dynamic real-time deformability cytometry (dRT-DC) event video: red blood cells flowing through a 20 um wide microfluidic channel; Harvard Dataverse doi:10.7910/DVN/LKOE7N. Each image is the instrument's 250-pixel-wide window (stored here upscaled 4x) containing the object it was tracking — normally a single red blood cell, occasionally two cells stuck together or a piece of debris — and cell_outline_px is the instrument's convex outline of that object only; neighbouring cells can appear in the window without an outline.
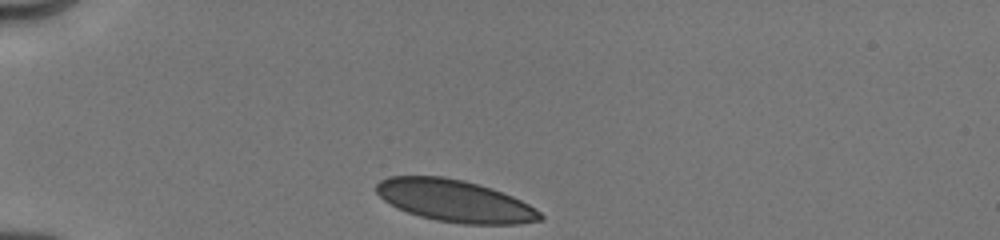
{"species": "human", "species_latin": "Homo sapiens", "temperature_condition": "cold", "stored_images_in_passage": 6, "camera_frame_rate_fps": 3000, "um_per_image_px": 0.085, "donor": {"sex": "male"}, "frame": {"image": 1, "passage_image": 1, "time_ms": 0.0, "image_size_px": [1000, 240], "cell_outline_px": [[544, 220], [520, 224], [464, 224], [436, 220], [420, 216], [396, 208], [384, 200], [376, 192], [376, 184], [380, 180], [388, 176], [444, 176], [464, 180], [492, 188], [512, 196], [528, 204], [540, 212], [544, 216]], "centroid_in_image_um": [38.66, 17.07], "position_along_channel_um": 46.3, "area_um2": 40.23}}
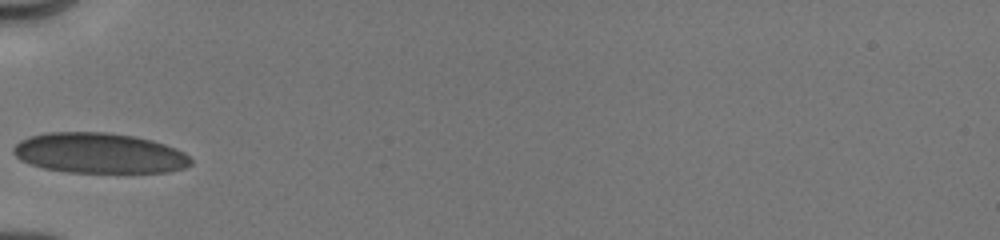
{"frame": {"image": 2, "passage_image": 3, "time_ms": 1.667, "image_size_px": [1000, 240], "cell_outline_px": [[192, 164], [184, 168], [168, 172], [68, 172], [44, 168], [20, 160], [12, 152], [12, 148], [20, 140], [28, 136], [48, 132], [104, 132], [132, 136], [152, 140], [176, 148], [184, 152], [192, 160]], "centroid_in_image_um": [8.42, 13.01], "position_along_channel_um": 76.6, "area_um2": 41.67}}
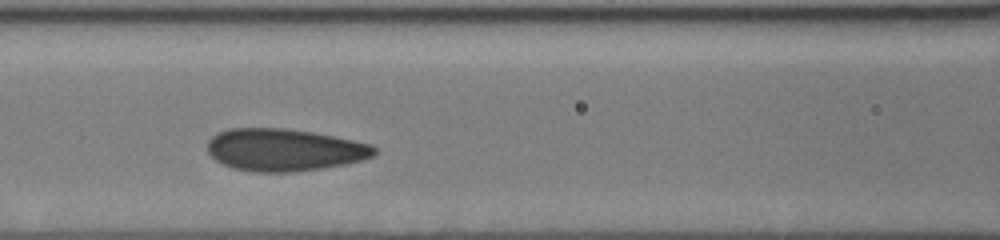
{"frame": {"image": 3, "passage_image": 5, "time_ms": 3.333, "image_size_px": [1000, 240], "cell_outline_px": [[376, 152], [372, 156], [360, 160], [344, 164], [320, 168], [292, 172], [252, 172], [232, 168], [216, 160], [208, 152], [208, 140], [216, 132], [228, 128], [284, 128], [312, 132], [372, 144], [376, 148]], "centroid_in_image_um": [24.12, 12.73], "position_along_channel_um": 142.5, "area_um2": 41.04}}